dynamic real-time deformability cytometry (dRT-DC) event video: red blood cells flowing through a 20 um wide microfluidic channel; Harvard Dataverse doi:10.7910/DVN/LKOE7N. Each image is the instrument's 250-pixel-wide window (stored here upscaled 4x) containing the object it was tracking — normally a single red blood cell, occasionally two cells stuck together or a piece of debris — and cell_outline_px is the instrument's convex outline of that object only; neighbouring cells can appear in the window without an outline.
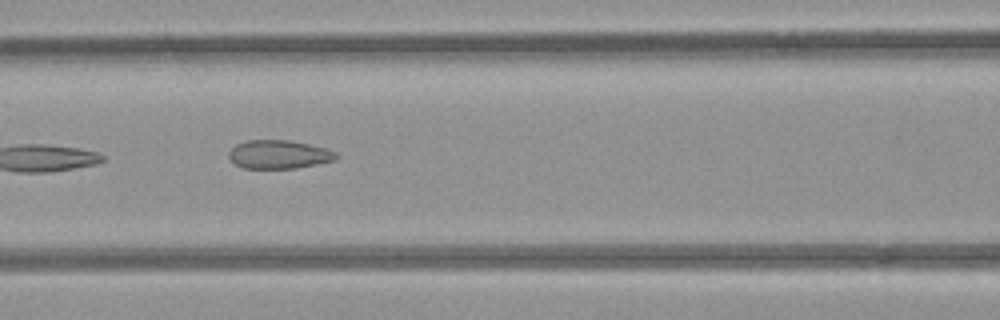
{"species": "common noctule bat (a hibernating species)", "species_latin": "Nyctalus noctula", "temperature_condition": "room temperature", "stored_images_in_passage": 9, "camera_frame_rate_fps": 3000, "um_per_image_px": 0.085, "animal": {"sex": "female", "body_mass_g": 21.9}, "frame": {"image": 1, "passage_image": 6, "time_ms": 6.0, "image_size_px": [1000, 320], "cell_outline_px": [[340, 156], [336, 160], [296, 168], [240, 168], [228, 156], [228, 152], [236, 144], [244, 140], [288, 140], [308, 144], [324, 148], [336, 152]], "centroid_in_image_um": [23.69, 13.12], "position_along_channel_um": 142.9, "area_um2": 17.86}}
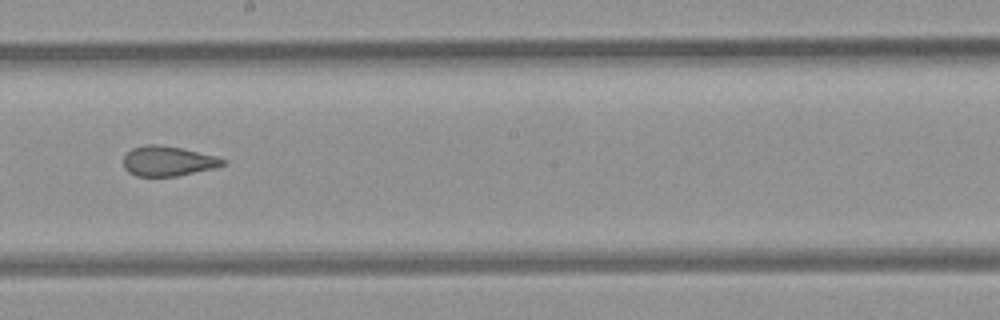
{"frame": {"image": 2, "passage_image": 8, "time_ms": 8.333, "image_size_px": [1000, 320], "cell_outline_px": [[228, 164], [216, 168], [176, 176], [136, 176], [128, 172], [124, 168], [124, 156], [132, 148], [148, 144], [160, 144], [180, 148], [216, 156], [228, 160]], "centroid_in_image_um": [14.31, 13.69], "position_along_channel_um": 233.9, "area_um2": 17.46}}
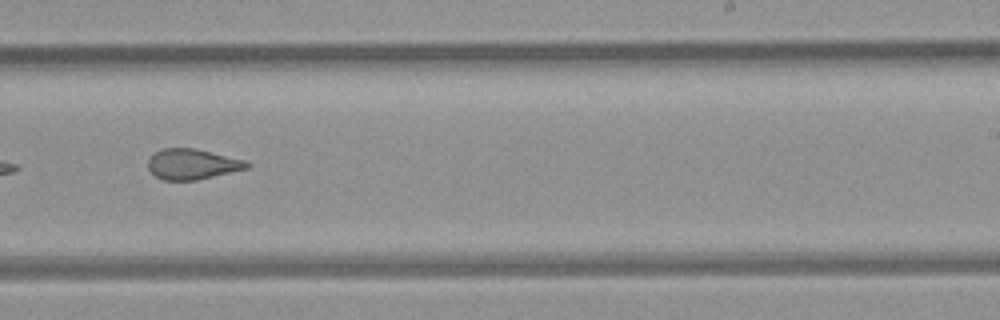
{"frame": {"image": 3, "passage_image": 9, "time_ms": 9.333, "image_size_px": [1000, 320], "cell_outline_px": [[252, 164], [248, 168], [196, 180], [164, 180], [156, 176], [148, 168], [148, 160], [156, 152], [164, 148], [196, 148], [244, 160]], "centroid_in_image_um": [16.35, 13.95], "position_along_channel_um": 272.6, "area_um2": 17.34}}